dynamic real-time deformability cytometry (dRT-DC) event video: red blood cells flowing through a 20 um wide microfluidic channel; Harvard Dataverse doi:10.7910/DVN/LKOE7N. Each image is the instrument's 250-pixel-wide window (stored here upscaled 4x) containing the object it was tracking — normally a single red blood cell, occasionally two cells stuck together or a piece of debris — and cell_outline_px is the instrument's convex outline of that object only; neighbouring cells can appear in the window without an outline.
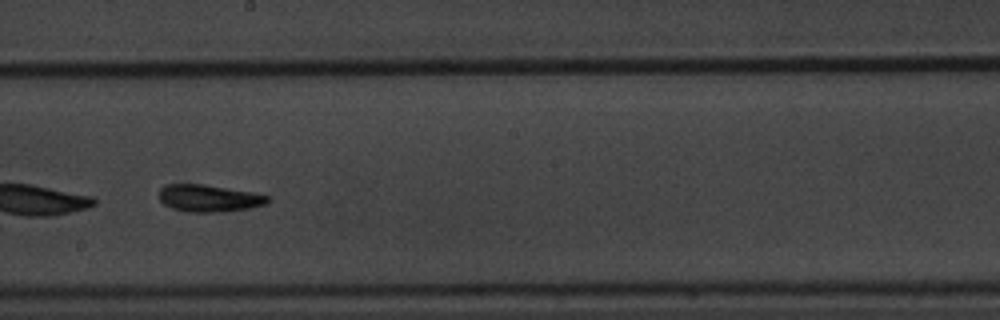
{"species": "common noctule bat (a hibernating species)", "species_latin": "Nyctalus noctula", "temperature_condition": "warm", "stored_images_in_passage": 60, "camera_frame_rate_fps": 3000, "um_per_image_px": 0.085, "animal": {"sex": "male", "body_mass_g": 20.1, "forearm_length_mm": 53.5}, "frame": {"image": 1, "passage_image": 35, "time_ms": 11.333, "image_size_px": [1000, 320], "cell_outline_px": [[272, 200], [264, 204], [252, 208], [220, 212], [188, 212], [172, 208], [164, 204], [160, 200], [160, 188], [168, 184], [204, 184], [252, 192], [268, 196]], "centroid_in_image_um": [17.78, 16.85], "position_along_channel_um": 230.4, "area_um2": 17.17}, "authors_computed_cell_mechanics": {"area_um2": 16.5886, "velocity_mm_per_s": 3.3473, "shape_relaxation_time_tau1_ms": 2.5856, "shape_relaxation_time_tau2_ms": null, "deformation_change_tau1": 0.1374, "deformation_change_tau2": null}}